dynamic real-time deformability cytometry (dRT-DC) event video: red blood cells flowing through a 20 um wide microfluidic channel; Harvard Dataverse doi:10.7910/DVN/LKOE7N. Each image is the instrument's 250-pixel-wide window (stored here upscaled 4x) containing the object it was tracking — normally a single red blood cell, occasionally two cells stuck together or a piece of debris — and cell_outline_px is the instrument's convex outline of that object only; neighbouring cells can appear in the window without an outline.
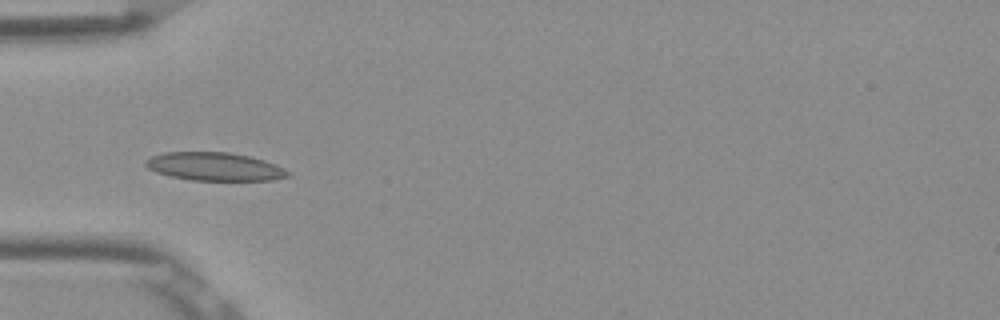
{"species": "Egyptian fruit bat (a non-hibernating species)", "species_latin": "Rousettus aegyptiacus", "temperature_condition": "room temperature", "stored_images_in_passage": 6, "camera_frame_rate_fps": 3000, "um_per_image_px": 0.085, "frame": {"image": 1, "passage_image": 4, "time_ms": 1.0, "image_size_px": [1000, 320], "cell_outline_px": [[292, 172], [288, 176], [272, 180], [192, 180], [168, 176], [156, 172], [148, 168], [144, 164], [144, 160], [152, 156], [164, 152], [228, 152], [248, 156], [264, 160], [284, 168]], "centroid_in_image_um": [18.22, 14.16], "position_along_channel_um": 66.8, "area_um2": 23.41}}
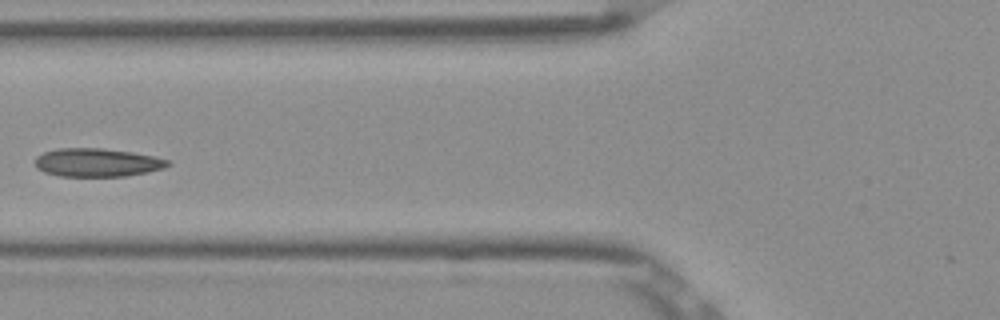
{"frame": {"image": 2, "passage_image": 5, "time_ms": 1.333, "image_size_px": [1000, 320], "cell_outline_px": [[172, 164], [164, 168], [124, 176], [60, 176], [44, 172], [36, 168], [36, 156], [44, 152], [56, 148], [104, 148], [132, 152], [152, 156], [168, 160]], "centroid_in_image_um": [8.23, 13.8], "position_along_channel_um": 117.6, "area_um2": 21.85}}
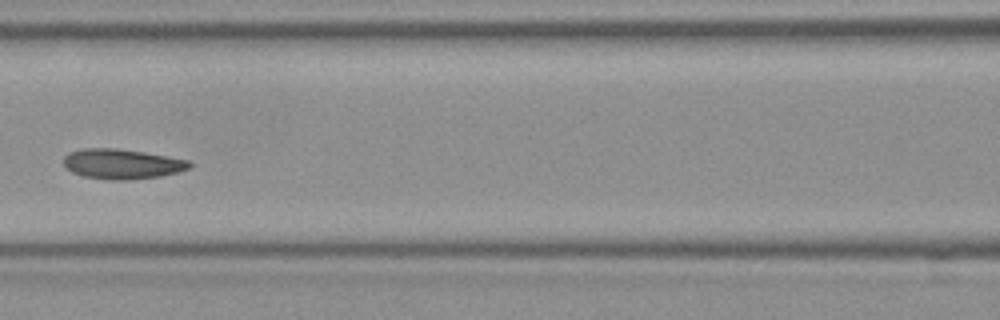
{"frame": {"image": 3, "passage_image": 6, "time_ms": 1.667, "image_size_px": [1000, 320], "cell_outline_px": [[192, 164], [188, 168], [176, 172], [160, 176], [128, 180], [112, 180], [84, 176], [72, 172], [64, 164], [64, 156], [68, 152], [84, 148], [116, 148], [144, 152], [192, 160]], "centroid_in_image_um": [10.38, 13.92], "position_along_channel_um": 156.2, "area_um2": 21.96}}